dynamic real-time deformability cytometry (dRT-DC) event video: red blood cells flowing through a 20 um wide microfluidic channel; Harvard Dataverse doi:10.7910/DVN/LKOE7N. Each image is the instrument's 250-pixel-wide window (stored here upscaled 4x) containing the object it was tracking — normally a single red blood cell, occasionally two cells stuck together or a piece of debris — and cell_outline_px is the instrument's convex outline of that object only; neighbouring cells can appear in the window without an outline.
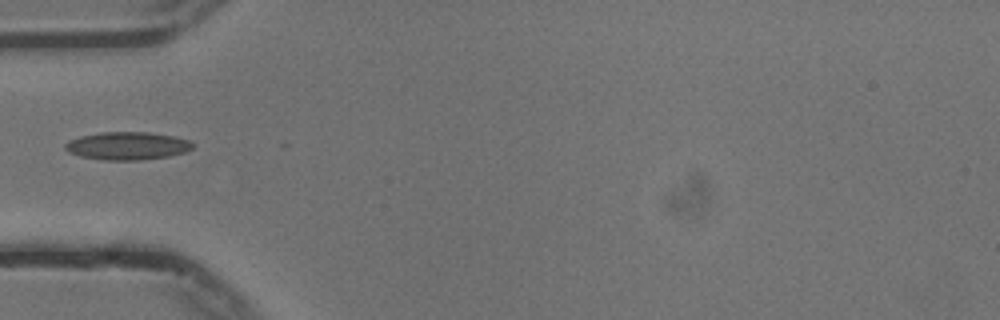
{"species": "common noctule bat (a hibernating species)", "species_latin": "Nyctalus noctula", "temperature_condition": "cold", "stored_images_in_passage": 11, "camera_frame_rate_fps": 3000, "um_per_image_px": 0.085, "animal": {"sex": "male", "body_mass_g": 13.3}, "frame": {"image": 1, "passage_image": 1, "time_ms": 0.0, "image_size_px": [1000, 320], "cell_outline_px": [[196, 144], [192, 148], [184, 152], [168, 156], [140, 160], [100, 160], [80, 156], [68, 152], [64, 148], [64, 144], [68, 140], [80, 136], [100, 132], [148, 132], [176, 136], [188, 140]], "centroid_in_image_um": [10.8, 12.39], "position_along_channel_um": 74.2, "area_um2": 20.92}}
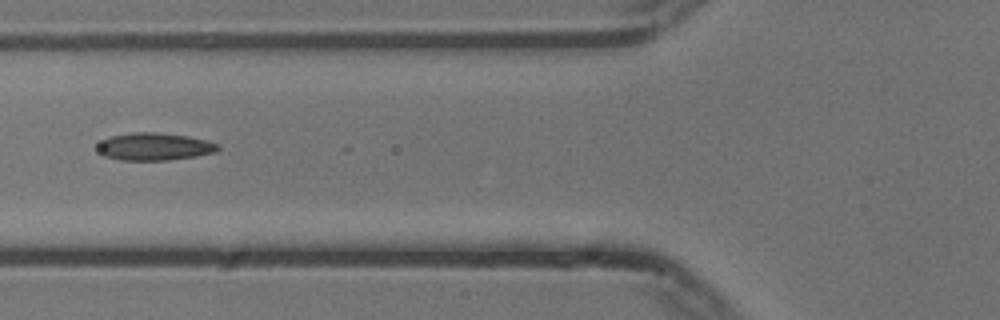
{"frame": {"image": 2, "passage_image": 4, "time_ms": 1.0, "image_size_px": [1000, 320], "cell_outline_px": [[220, 148], [216, 152], [196, 156], [168, 160], [120, 160], [104, 156], [100, 152], [100, 144], [108, 136], [132, 132], [156, 132], [188, 136], [208, 140], [220, 144]], "centroid_in_image_um": [13.19, 12.45], "position_along_channel_um": 112.6, "area_um2": 19.31}}